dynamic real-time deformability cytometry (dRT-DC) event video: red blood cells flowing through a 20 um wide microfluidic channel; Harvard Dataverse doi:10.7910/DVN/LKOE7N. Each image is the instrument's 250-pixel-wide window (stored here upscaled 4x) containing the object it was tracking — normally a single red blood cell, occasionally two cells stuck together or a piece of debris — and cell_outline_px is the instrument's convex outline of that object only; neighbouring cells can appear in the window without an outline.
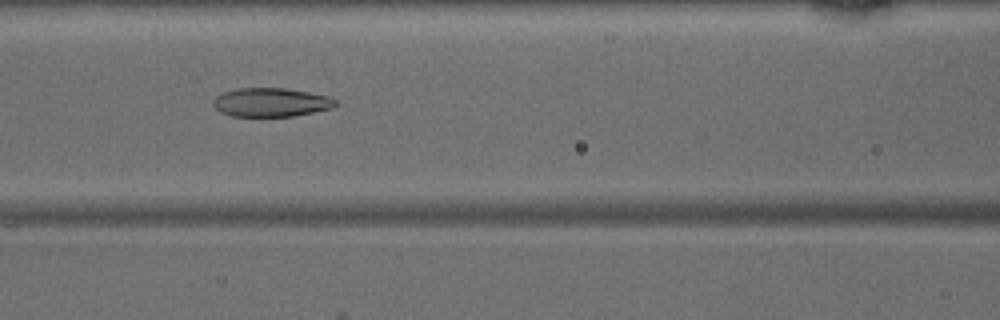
{"species": "common noctule bat (a hibernating species)", "species_latin": "Nyctalus noctula", "temperature_condition": "warm", "stored_images_in_passage": 45, "camera_frame_rate_fps": 3000, "um_per_image_px": 0.085, "animal": {"sex": "male", "body_mass_g": 15.6}, "frame": {"image": 1, "passage_image": 20, "time_ms": 6.333, "image_size_px": [1000, 320], "cell_outline_px": [[336, 104], [332, 108], [292, 116], [232, 116], [220, 112], [212, 104], [212, 100], [216, 96], [224, 92], [236, 88], [284, 88], [308, 92], [328, 96], [336, 100]], "centroid_in_image_um": [23.0, 8.69], "position_along_channel_um": 143.6, "area_um2": 20.4}}
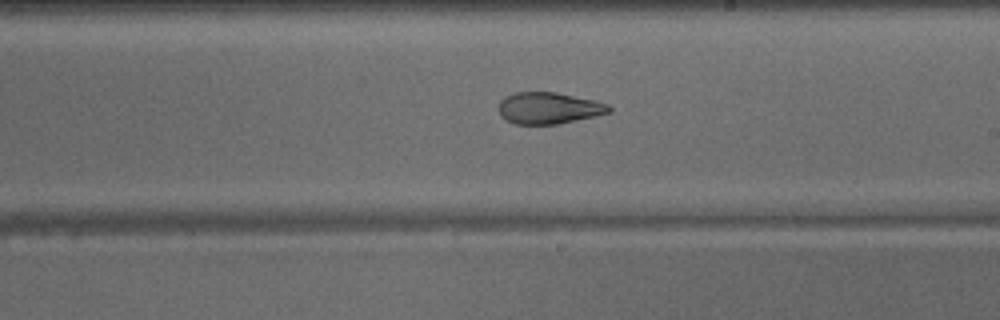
{"frame": {"image": 2, "passage_image": 27, "time_ms": 8.667, "image_size_px": [1000, 320], "cell_outline_px": [[612, 112], [596, 116], [556, 124], [516, 124], [500, 116], [500, 100], [504, 96], [512, 92], [556, 92], [596, 100], [608, 104], [612, 108]], "centroid_in_image_um": [46.67, 9.17], "position_along_channel_um": 242.3, "area_um2": 20.4}}
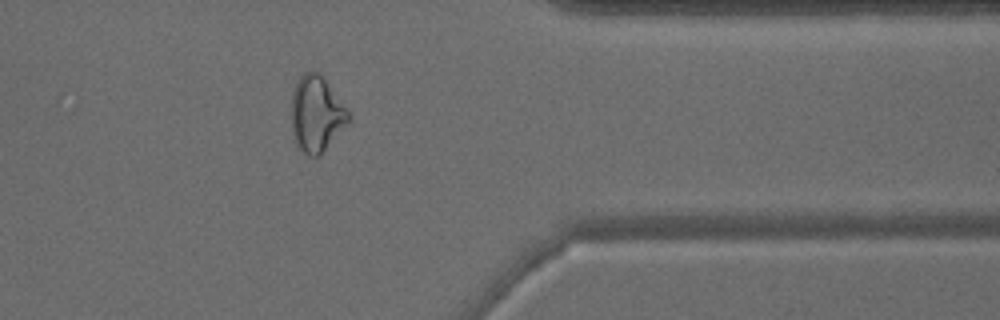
{"frame": {"image": 3, "passage_image": 38, "time_ms": 12.333, "image_size_px": [1000, 320], "cell_outline_px": [[348, 124], [320, 156], [308, 156], [296, 144], [292, 132], [292, 92], [296, 80], [304, 72], [316, 72], [324, 80], [348, 112]], "centroid_in_image_um": [26.86, 9.73], "position_along_channel_um": 384.5, "area_um2": 24.68}}